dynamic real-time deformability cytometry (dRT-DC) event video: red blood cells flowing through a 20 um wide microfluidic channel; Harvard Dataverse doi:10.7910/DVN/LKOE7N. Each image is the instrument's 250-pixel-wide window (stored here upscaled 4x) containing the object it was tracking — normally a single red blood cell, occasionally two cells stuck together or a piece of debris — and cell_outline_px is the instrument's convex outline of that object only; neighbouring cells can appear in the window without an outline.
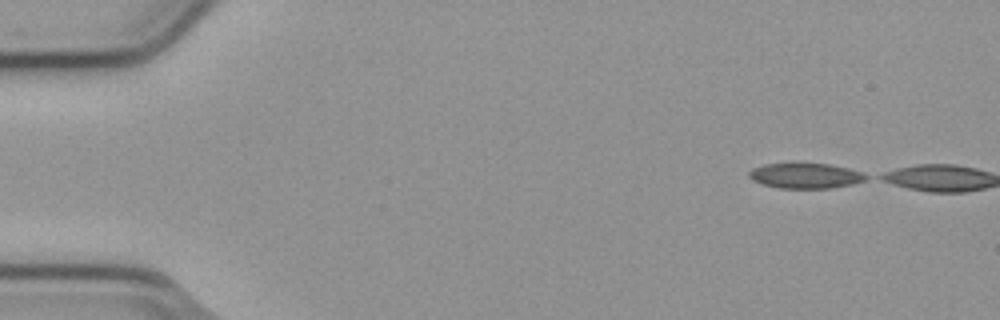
{"species": "common noctule bat (a hibernating species)", "species_latin": "Nyctalus noctula", "temperature_condition": "cold", "stored_images_in_passage": 3, "camera_frame_rate_fps": 3000, "um_per_image_px": 0.085, "animal": {"sex": "male", "body_mass_g": 23.1, "forearm_length_mm": 52.7}, "frame": {"image": 1, "passage_image": 1, "time_ms": 0.0, "image_size_px": [1000, 320], "cell_outline_px": [[868, 176], [864, 180], [852, 184], [828, 188], [780, 188], [764, 184], [752, 180], [748, 176], [748, 172], [752, 168], [764, 164], [828, 164], [848, 168], [860, 172]], "centroid_in_image_um": [68.42, 14.94], "position_along_channel_um": 16.6, "area_um2": 16.88}}